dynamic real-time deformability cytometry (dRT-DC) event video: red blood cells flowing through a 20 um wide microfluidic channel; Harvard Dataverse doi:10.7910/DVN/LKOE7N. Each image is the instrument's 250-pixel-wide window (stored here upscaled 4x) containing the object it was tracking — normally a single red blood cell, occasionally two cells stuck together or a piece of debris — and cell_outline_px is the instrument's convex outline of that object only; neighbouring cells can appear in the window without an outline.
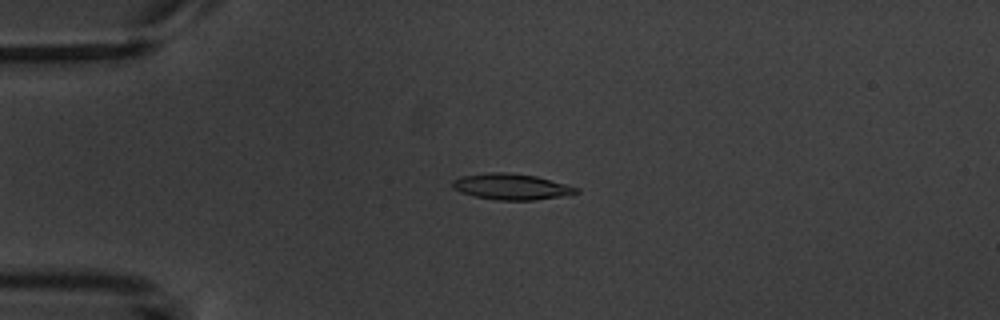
{"species": "common noctule bat (a hibernating species)", "species_latin": "Nyctalus noctula", "temperature_condition": "warm", "stored_images_in_passage": 5, "camera_frame_rate_fps": 3000, "um_per_image_px": 0.085, "animal": {"sex": "male", "body_mass_g": 20.1, "forearm_length_mm": 53.5}, "frame": {"image": 1, "passage_image": 3, "time_ms": 2.333, "image_size_px": [1000, 320], "cell_outline_px": [[580, 192], [564, 196], [532, 200], [496, 200], [476, 196], [460, 192], [452, 188], [452, 180], [460, 176], [492, 172], [508, 172], [536, 176], [580, 188]], "centroid_in_image_um": [43.46, 15.86], "position_along_channel_um": 41.5, "area_um2": 18.79}}
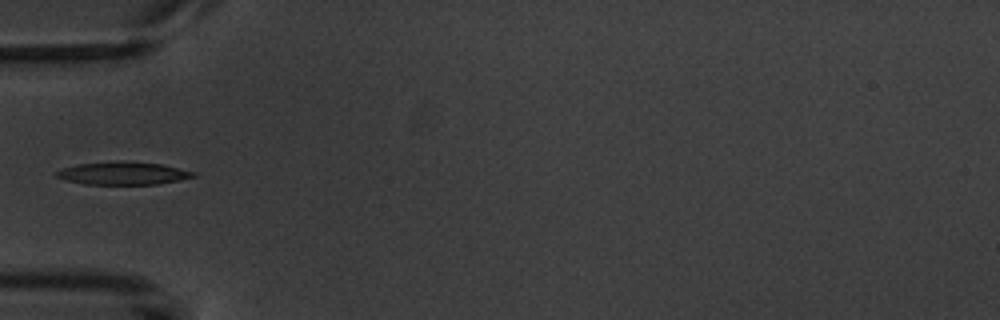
{"frame": {"image": 2, "passage_image": 4, "time_ms": 4.0, "image_size_px": [1000, 320], "cell_outline_px": [[196, 176], [180, 180], [156, 184], [84, 184], [68, 180], [56, 176], [56, 172], [64, 168], [76, 164], [116, 160], [124, 160], [160, 164], [180, 168], [196, 172]], "centroid_in_image_um": [10.49, 14.71], "position_along_channel_um": 74.5, "area_um2": 18.26}}